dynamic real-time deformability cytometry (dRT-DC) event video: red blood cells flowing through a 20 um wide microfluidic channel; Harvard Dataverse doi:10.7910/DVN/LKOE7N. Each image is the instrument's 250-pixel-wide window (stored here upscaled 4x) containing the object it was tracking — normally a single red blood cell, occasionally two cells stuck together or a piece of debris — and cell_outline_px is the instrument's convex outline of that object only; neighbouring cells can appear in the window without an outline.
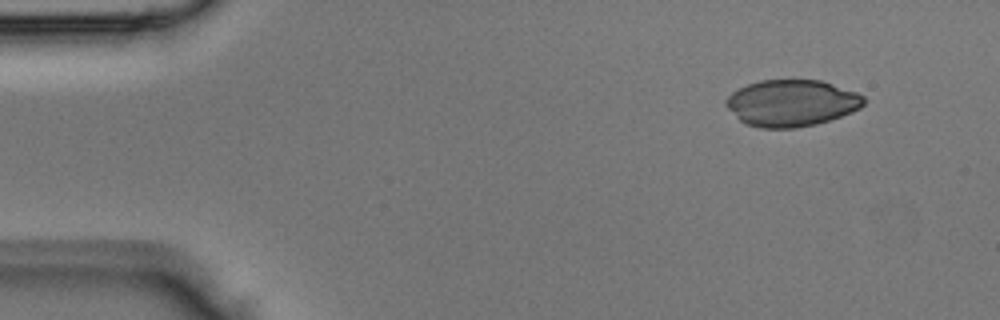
{"species": "Egyptian fruit bat (a non-hibernating species)", "species_latin": "Rousettus aegyptiacus", "temperature_condition": "room temperature", "stored_images_in_passage": 4, "segment_of_instrument_passage": [2, 2], "camera_frame_rate_fps": 3000, "um_per_image_px": 0.085, "animal": {"sex": "male"}, "frame": {"image": 1, "passage_image": 4, "time_ms": 1.0, "image_size_px": [1000, 320], "cell_outline_px": [[868, 100], [860, 108], [852, 112], [816, 124], [796, 128], [760, 128], [744, 124], [724, 104], [724, 100], [732, 92], [748, 84], [760, 80], [820, 80], [856, 92], [864, 96]], "centroid_in_image_um": [67.28, 8.76], "position_along_channel_um": 17.7, "area_um2": 37.45}}